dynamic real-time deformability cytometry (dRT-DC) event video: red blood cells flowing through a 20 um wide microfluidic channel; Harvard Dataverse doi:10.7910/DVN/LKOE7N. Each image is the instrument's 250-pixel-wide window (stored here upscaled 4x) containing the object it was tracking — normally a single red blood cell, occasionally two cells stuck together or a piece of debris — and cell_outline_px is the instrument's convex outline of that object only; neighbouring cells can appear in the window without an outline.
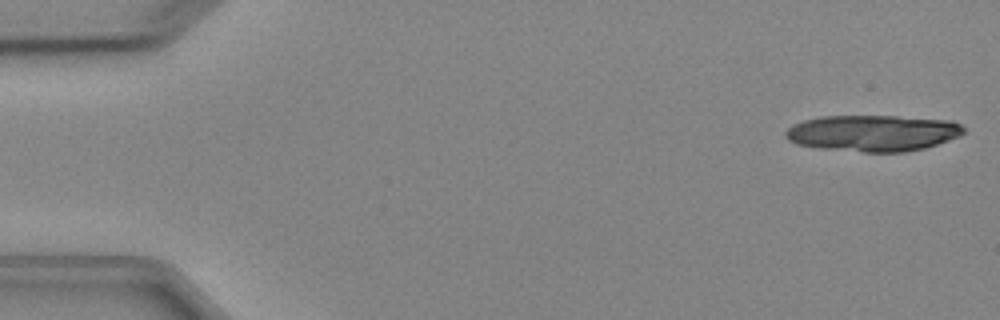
{"species": "Egyptian fruit bat (a non-hibernating species)", "species_latin": "Rousettus aegyptiacus", "temperature_condition": "cold", "stored_images_in_passage": 3, "segment_of_instrument_passage": [2, 2], "camera_frame_rate_fps": 3000, "um_per_image_px": 0.085, "animal": {"sex": "female"}, "frame": {"image": 1, "passage_image": 3, "time_ms": 2.333, "image_size_px": [1000, 320], "cell_outline_px": [[964, 132], [960, 136], [924, 148], [904, 152], [864, 152], [820, 148], [796, 144], [788, 140], [784, 136], [784, 132], [792, 124], [804, 120], [820, 116], [896, 116], [952, 120], [960, 124], [964, 128]], "centroid_in_image_um": [74.17, 11.31], "position_along_channel_um": 10.8, "area_um2": 37.86}}